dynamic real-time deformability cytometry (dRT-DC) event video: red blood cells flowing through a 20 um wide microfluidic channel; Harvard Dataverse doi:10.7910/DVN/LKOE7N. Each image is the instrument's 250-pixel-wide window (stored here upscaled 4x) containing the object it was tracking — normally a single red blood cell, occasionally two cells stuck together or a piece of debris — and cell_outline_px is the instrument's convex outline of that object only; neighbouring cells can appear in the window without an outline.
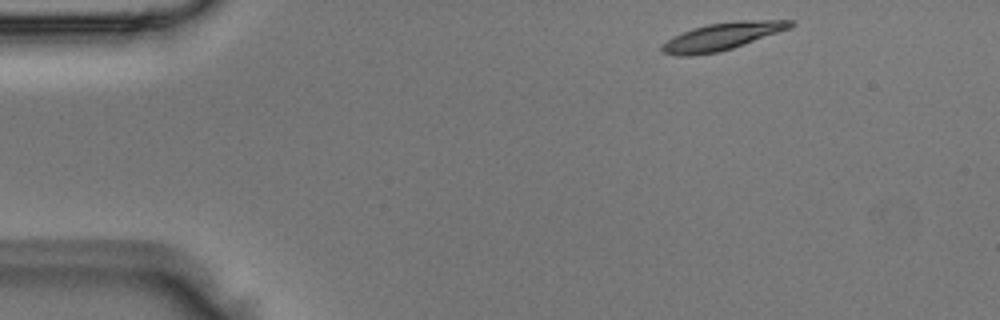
{"species": "Egyptian fruit bat (a non-hibernating species)", "species_latin": "Rousettus aegyptiacus", "temperature_condition": "room temperature", "stored_images_in_passage": 44, "camera_frame_rate_fps": 3000, "um_per_image_px": 0.085, "animal": {"sex": "male"}, "frame": {"image": 1, "passage_image": 1, "time_ms": 0.0, "image_size_px": [1000, 320], "cell_outline_px": [[796, 24], [788, 28], [732, 48], [716, 52], [688, 56], [676, 56], [664, 52], [660, 48], [668, 40], [692, 28], [708, 24], [740, 20], [792, 20]], "centroid_in_image_um": [61.37, 3.09], "position_along_channel_um": 23.6, "area_um2": 19.88}}
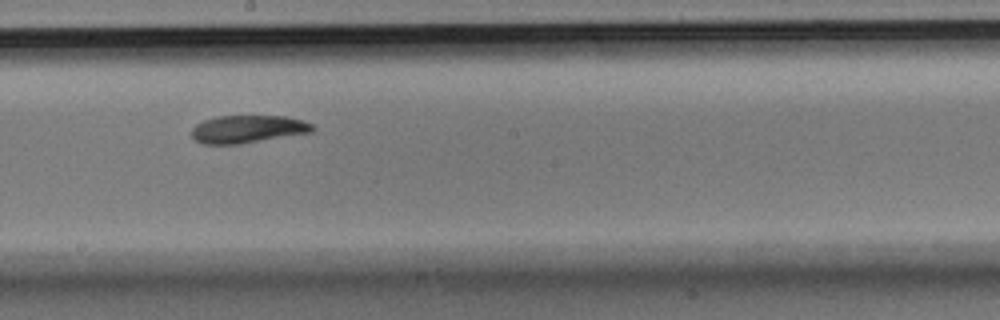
{"frame": {"image": 2, "passage_image": 22, "time_ms": 7.0, "image_size_px": [1000, 320], "cell_outline_px": [[316, 128], [312, 132], [240, 144], [200, 144], [192, 136], [192, 128], [196, 124], [204, 120], [216, 116], [288, 116], [312, 124]], "centroid_in_image_um": [21.05, 10.97], "position_along_channel_um": 227.2, "area_um2": 19.54}}
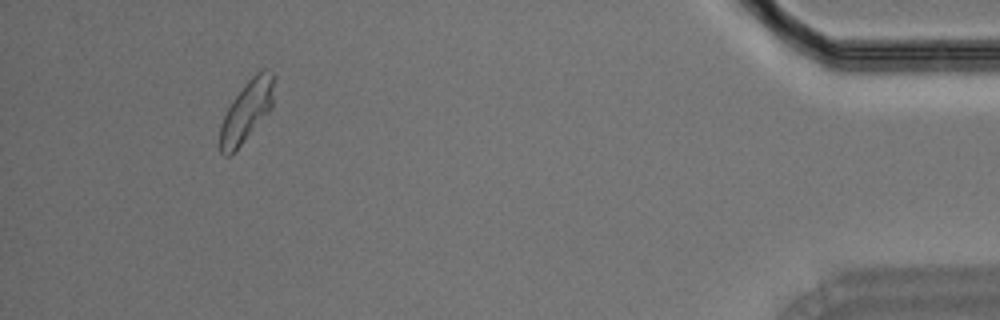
{"frame": {"image": 3, "passage_image": 41, "time_ms": 13.333, "image_size_px": [1000, 320], "cell_outline_px": [[276, 76], [272, 108], [244, 140], [228, 156], [224, 156], [220, 152], [220, 124], [232, 100], [244, 84], [256, 72], [264, 68], [268, 68]], "centroid_in_image_um": [21.0, 9.36], "position_along_channel_um": 414.2, "area_um2": 19.19}}